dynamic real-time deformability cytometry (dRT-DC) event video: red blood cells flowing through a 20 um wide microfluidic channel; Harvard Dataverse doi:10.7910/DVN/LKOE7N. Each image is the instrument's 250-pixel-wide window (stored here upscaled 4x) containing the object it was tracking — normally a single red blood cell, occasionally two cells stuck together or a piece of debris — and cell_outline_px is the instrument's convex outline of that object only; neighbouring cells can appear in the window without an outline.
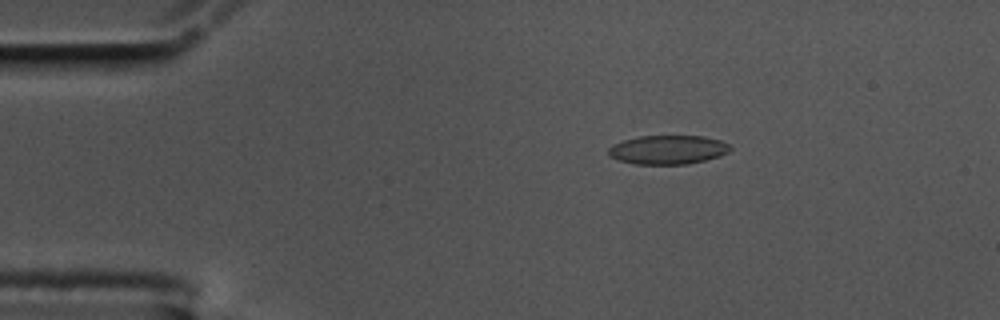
{"species": "common noctule bat (a hibernating species)", "species_latin": "Nyctalus noctula", "temperature_condition": "cold", "stored_images_in_passage": 53, "camera_frame_rate_fps": 3000, "um_per_image_px": 0.085, "animal": {"sex": "male", "body_mass_g": 17.5, "forearm_length_mm": 52.3}, "frame": {"image": 1, "passage_image": 6, "time_ms": 1.667, "image_size_px": [1000, 320], "cell_outline_px": [[732, 148], [728, 152], [720, 156], [688, 164], [636, 164], [620, 160], [608, 156], [608, 148], [612, 144], [624, 140], [640, 136], [704, 136], [720, 140], [728, 144]], "centroid_in_image_um": [56.76, 12.72], "position_along_channel_um": 28.2, "area_um2": 20.52}}
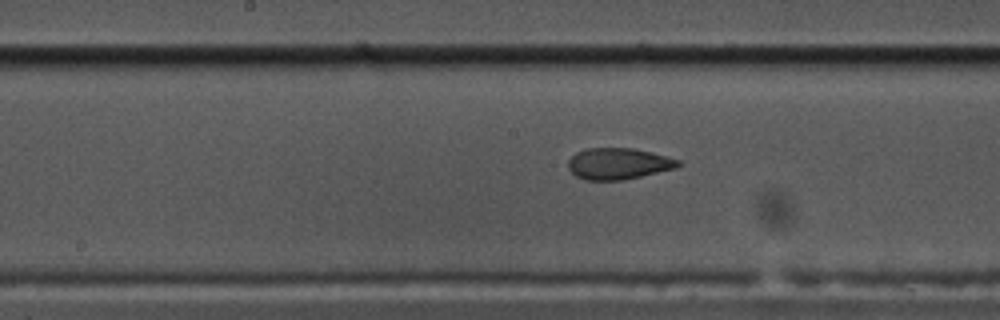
{"frame": {"image": 2, "passage_image": 25, "time_ms": 8.0, "image_size_px": [1000, 320], "cell_outline_px": [[684, 164], [676, 168], [624, 180], [584, 180], [576, 176], [568, 168], [568, 160], [576, 152], [588, 148], [636, 148], [652, 152], [680, 160]], "centroid_in_image_um": [52.58, 13.91], "position_along_channel_um": 195.6, "area_um2": 20.29}}
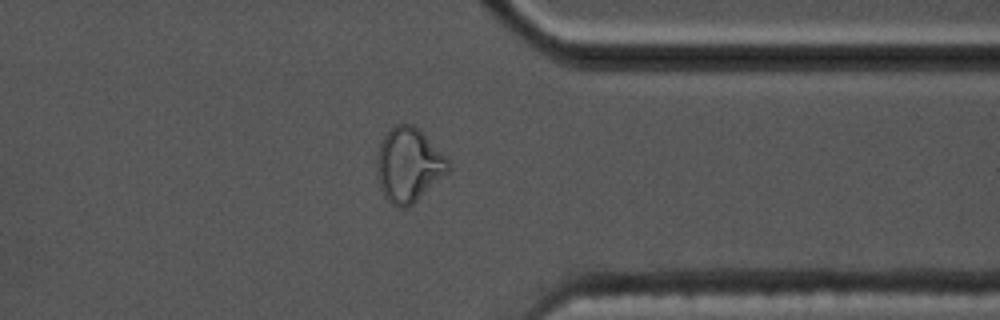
{"frame": {"image": 3, "passage_image": 41, "time_ms": 13.333, "image_size_px": [1000, 320], "cell_outline_px": [[452, 168], [448, 172], [408, 208], [400, 208], [392, 204], [384, 196], [380, 188], [376, 172], [376, 156], [380, 144], [384, 136], [396, 124], [412, 124], [420, 128], [448, 156], [452, 164]], "centroid_in_image_um": [34.77, 14.0], "position_along_channel_um": 376.6, "area_um2": 31.44}, "authors_computed_cell_mechanics": {"area_um2": 21.0392, "velocity_mm_per_s": 3.4974, "shape_relaxation_time_tau1_ms": null, "shape_relaxation_time_tau2_ms": 1.6029, "deformation_change_tau1": null, "deformation_change_tau2": 0.065}}